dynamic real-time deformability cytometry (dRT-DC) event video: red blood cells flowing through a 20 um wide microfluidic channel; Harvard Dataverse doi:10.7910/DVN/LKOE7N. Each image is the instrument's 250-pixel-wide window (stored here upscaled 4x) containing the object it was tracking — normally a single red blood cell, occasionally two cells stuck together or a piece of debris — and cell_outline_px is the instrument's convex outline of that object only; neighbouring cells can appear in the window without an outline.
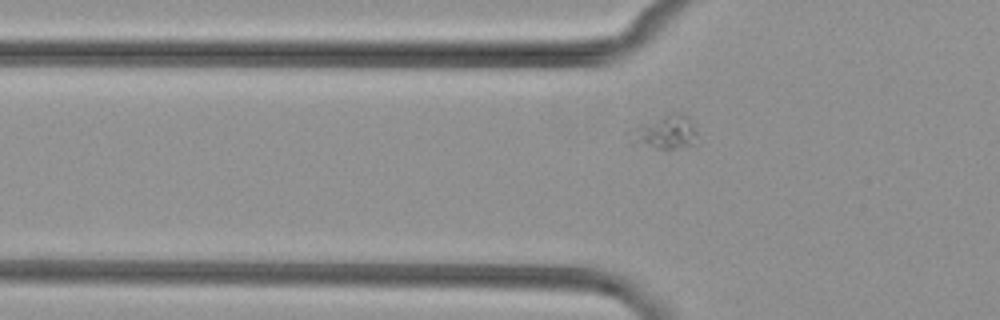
{"species": "common noctule bat (a hibernating species)", "species_latin": "Nyctalus noctula", "temperature_condition": "cold", "stored_images_in_passage": 5, "camera_frame_rate_fps": 3000, "um_per_image_px": 0.085, "animal": {"sex": "female", "body_mass_g": 29.2, "forearm_length_mm": 56.3}, "frame": {"image": 1, "passage_image": 2, "time_ms": 2.333, "image_size_px": [1000, 320], "cell_outline_px": [[696, 144], [668, 152], [664, 152], [628, 144], [628, 128], [668, 112], [680, 112], [688, 116], [696, 128]], "centroid_in_image_um": [56.44, 11.29], "position_along_channel_um": 69.4, "area_um2": 14.8}}